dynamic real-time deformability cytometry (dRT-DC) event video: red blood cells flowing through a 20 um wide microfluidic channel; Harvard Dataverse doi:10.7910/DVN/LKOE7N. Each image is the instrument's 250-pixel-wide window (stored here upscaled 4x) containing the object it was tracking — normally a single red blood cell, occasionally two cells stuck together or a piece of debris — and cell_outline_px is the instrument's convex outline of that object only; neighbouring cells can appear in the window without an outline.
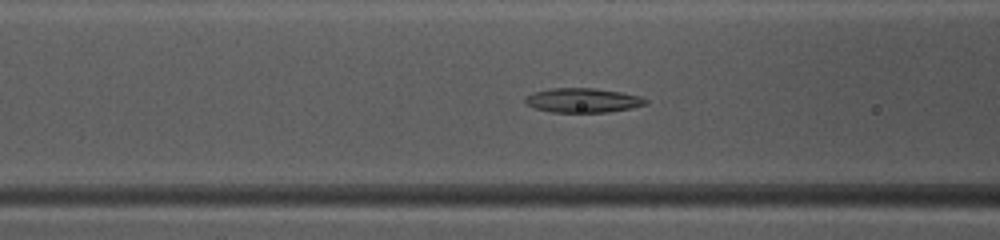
{"species": "common noctule bat (a hibernating species)", "species_latin": "Nyctalus noctula", "temperature_condition": "warm", "stored_images_in_passage": 40, "camera_frame_rate_fps": 3000, "um_per_image_px": 0.085, "animal": {"sex": "female", "body_mass_g": 10.0, "forearm_length_mm": 53.1}, "frame": {"image": 1, "passage_image": 10, "time_ms": 3.0, "image_size_px": [1000, 240], "cell_outline_px": [[648, 104], [632, 108], [608, 112], [552, 112], [536, 108], [528, 104], [524, 100], [524, 96], [532, 92], [552, 88], [592, 88], [620, 92], [640, 96], [648, 100]], "centroid_in_image_um": [49.54, 8.52], "position_along_channel_um": 117.1, "area_um2": 17.11}}
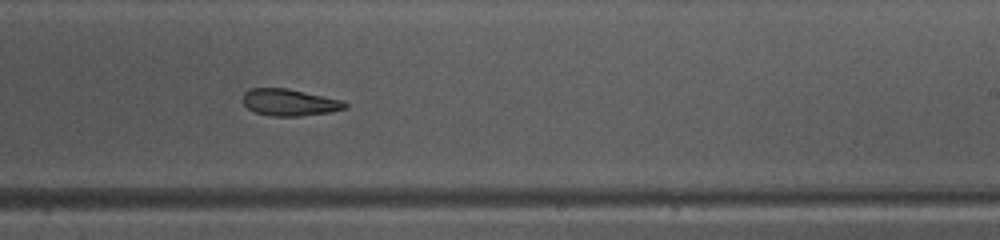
{"frame": {"image": 2, "passage_image": 21, "time_ms": 6.667, "image_size_px": [1000, 240], "cell_outline_px": [[348, 108], [332, 112], [300, 116], [272, 116], [256, 112], [248, 108], [244, 104], [244, 92], [248, 88], [288, 88], [344, 100], [348, 104]], "centroid_in_image_um": [24.67, 8.7], "position_along_channel_um": 264.3, "area_um2": 16.13}}
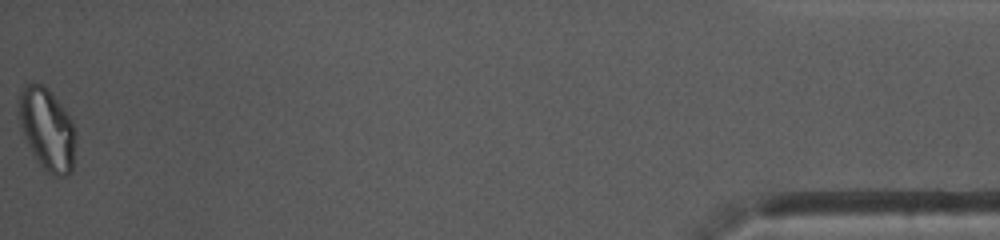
{"frame": {"image": 3, "passage_image": 40, "time_ms": 13.0, "image_size_px": [1000, 240], "cell_outline_px": [[76, 140], [72, 172], [68, 176], [52, 176], [36, 160], [20, 128], [16, 112], [16, 100], [20, 88], [24, 84], [32, 80], [44, 84], [48, 88], [64, 108], [72, 120], [76, 132]], "centroid_in_image_um": [3.96, 10.91], "position_along_channel_um": 431.2, "area_um2": 28.32}, "authors_computed_cell_mechanics": {"area_um2": 17.4267, "velocity_mm_per_s": 4.0083, "shape_relaxation_time_tau1_ms": 4.8207, "shape_relaxation_time_tau2_ms": 4.0059, "deformation_change_tau1": 0.121, "deformation_change_tau2": 0.1125}}